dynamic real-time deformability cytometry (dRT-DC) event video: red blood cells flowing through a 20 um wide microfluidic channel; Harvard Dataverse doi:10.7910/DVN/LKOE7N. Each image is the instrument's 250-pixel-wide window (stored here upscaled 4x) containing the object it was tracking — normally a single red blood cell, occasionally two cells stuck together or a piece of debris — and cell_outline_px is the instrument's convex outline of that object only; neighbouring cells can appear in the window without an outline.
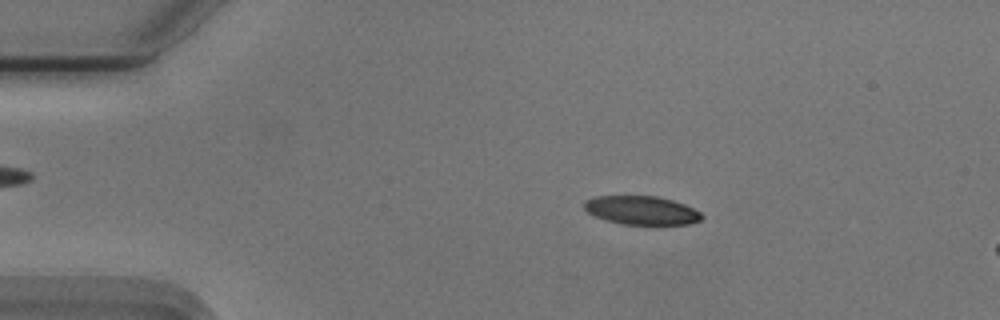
{"species": "Egyptian fruit bat (a non-hibernating species)", "species_latin": "Rousettus aegyptiacus", "temperature_condition": "cold", "stored_images_in_passage": 16, "camera_frame_rate_fps": 3000, "um_per_image_px": 0.085, "animal": {"sex": "male"}, "frame": {"image": 1, "passage_image": 10, "time_ms": 3.0, "image_size_px": [1000, 320], "cell_outline_px": [[704, 216], [700, 220], [688, 224], [656, 228], [624, 224], [604, 220], [588, 212], [584, 208], [584, 204], [588, 200], [596, 196], [656, 196], [672, 200], [684, 204], [700, 212]], "centroid_in_image_um": [54.6, 17.93], "position_along_channel_um": 30.4, "area_um2": 20.29}}